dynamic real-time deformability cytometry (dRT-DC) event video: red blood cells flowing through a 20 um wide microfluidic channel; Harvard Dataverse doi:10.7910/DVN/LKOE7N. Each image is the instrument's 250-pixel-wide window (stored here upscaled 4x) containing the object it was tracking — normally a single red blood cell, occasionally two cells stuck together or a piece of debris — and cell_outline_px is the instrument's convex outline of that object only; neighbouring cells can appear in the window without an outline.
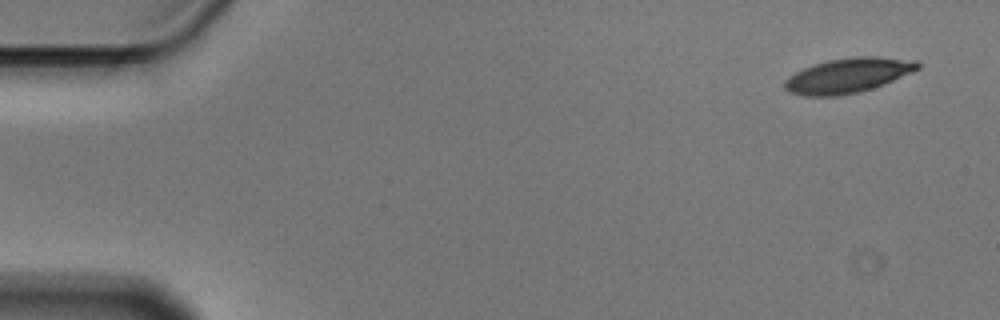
{"species": "Egyptian fruit bat (a non-hibernating species)", "species_latin": "Rousettus aegyptiacus", "temperature_condition": "cold", "stored_images_in_passage": 4, "camera_frame_rate_fps": 3000, "um_per_image_px": 0.085, "animal": {"sex": "male"}, "frame": {"image": 1, "passage_image": 1, "time_ms": 0.0, "image_size_px": [1000, 320], "cell_outline_px": [[920, 68], [912, 72], [884, 84], [860, 92], [836, 96], [804, 96], [788, 92], [784, 88], [784, 80], [788, 76], [812, 64], [828, 60], [856, 56], [876, 56], [916, 60], [920, 64]], "centroid_in_image_um": [72.06, 6.41], "position_along_channel_um": 12.9, "area_um2": 27.11}}